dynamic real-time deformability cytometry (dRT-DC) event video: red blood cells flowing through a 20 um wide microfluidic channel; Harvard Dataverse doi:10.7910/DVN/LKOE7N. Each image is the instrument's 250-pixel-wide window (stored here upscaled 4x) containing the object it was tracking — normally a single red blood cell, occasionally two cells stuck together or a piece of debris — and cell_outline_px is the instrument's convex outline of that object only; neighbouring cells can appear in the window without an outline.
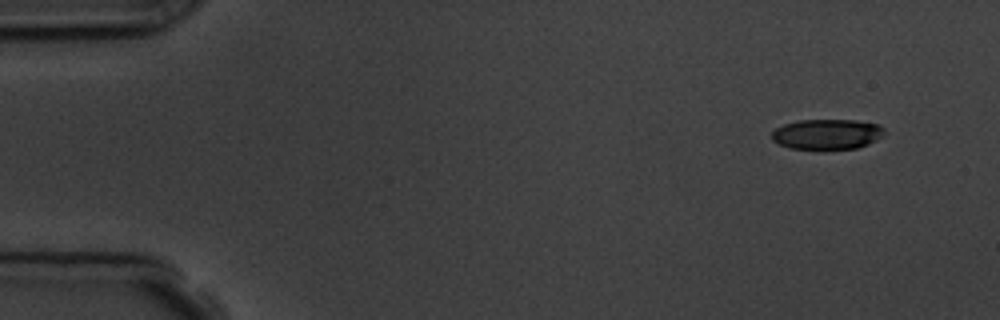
{"species": "common noctule bat (a hibernating species)", "species_latin": "Nyctalus noctula", "temperature_condition": "room temperature", "stored_images_in_passage": 9, "camera_frame_rate_fps": 3000, "um_per_image_px": 0.085, "animal": {"sex": "male", "body_mass_g": 19.5, "forearm_length_mm": 54.6}, "frame": {"image": 1, "passage_image": 1, "time_ms": 0.0, "image_size_px": [1000, 320], "cell_outline_px": [[884, 132], [876, 140], [868, 144], [856, 148], [824, 152], [792, 148], [780, 144], [772, 140], [772, 132], [776, 128], [784, 124], [800, 120], [856, 120], [880, 124], [884, 128]], "centroid_in_image_um": [70.3, 11.44], "position_along_channel_um": 14.7, "area_um2": 20.46}}
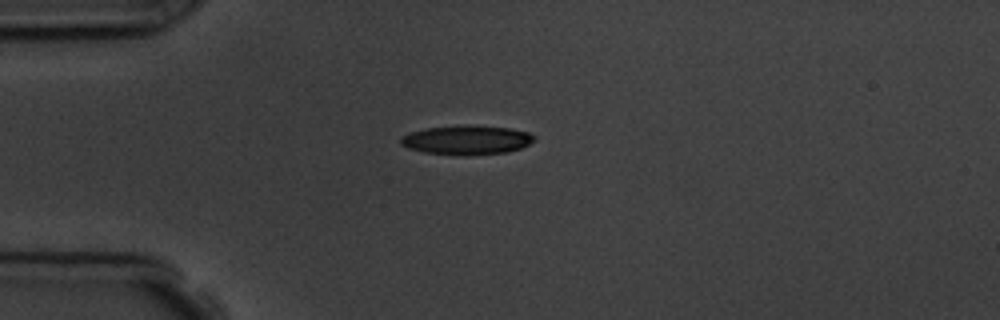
{"frame": {"image": 2, "passage_image": 4, "time_ms": 3.333, "image_size_px": [1000, 320], "cell_outline_px": [[536, 140], [520, 148], [504, 152], [464, 156], [424, 152], [408, 148], [400, 144], [400, 136], [412, 132], [428, 128], [508, 128], [528, 132], [536, 136]], "centroid_in_image_um": [39.66, 11.95], "position_along_channel_um": 45.3, "area_um2": 21.62}}